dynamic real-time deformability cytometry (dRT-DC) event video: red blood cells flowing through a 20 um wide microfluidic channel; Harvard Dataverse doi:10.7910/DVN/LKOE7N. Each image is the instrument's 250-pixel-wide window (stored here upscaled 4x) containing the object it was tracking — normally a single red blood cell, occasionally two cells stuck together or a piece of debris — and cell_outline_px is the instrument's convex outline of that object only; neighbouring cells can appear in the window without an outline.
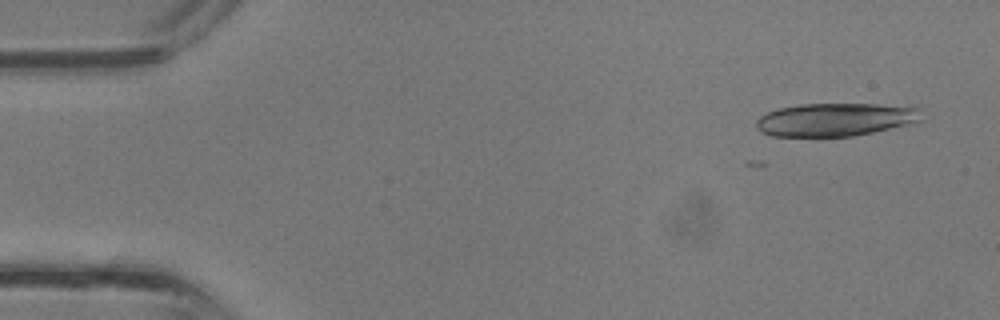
{"species": "common noctule bat (a hibernating species)", "species_latin": "Nyctalus noctula", "temperature_condition": "room temperature", "stored_images_in_passage": 10, "camera_frame_rate_fps": 3000, "um_per_image_px": 0.085, "animal": {"sex": "male", "body_mass_g": 13.3}, "frame": {"image": 1, "passage_image": 1, "time_ms": 0.0, "image_size_px": [1000, 320], "cell_outline_px": [[920, 120], [872, 132], [852, 136], [772, 136], [760, 132], [756, 128], [756, 120], [760, 116], [768, 112], [780, 108], [800, 104], [876, 104], [920, 108]], "centroid_in_image_um": [70.91, 10.16], "position_along_channel_um": 14.1, "area_um2": 31.39}}